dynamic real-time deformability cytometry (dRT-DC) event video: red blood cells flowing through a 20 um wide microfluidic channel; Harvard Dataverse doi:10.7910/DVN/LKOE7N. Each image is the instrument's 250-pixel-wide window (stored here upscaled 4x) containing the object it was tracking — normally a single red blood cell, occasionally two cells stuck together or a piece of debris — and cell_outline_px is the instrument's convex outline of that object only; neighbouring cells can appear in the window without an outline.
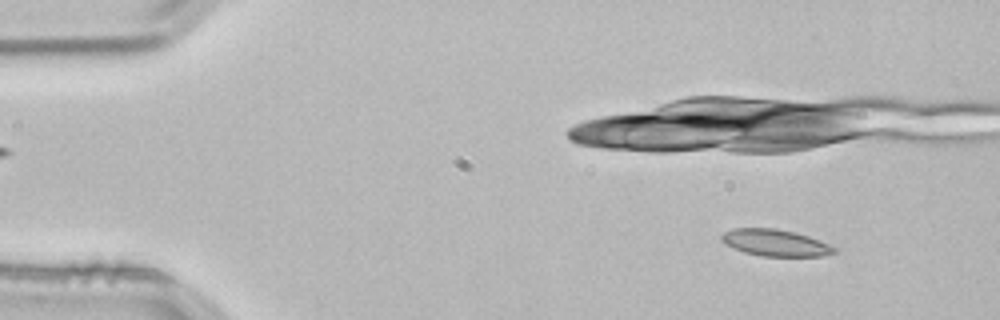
{"species": "common noctule bat (a hibernating species)", "species_latin": "Nyctalus noctula", "temperature_condition": "room temperature", "stored_images_in_passage": 12, "camera_frame_rate_fps": 3000, "um_per_image_px": 0.085, "animal": {"sex": "male", "body_mass_g": 21.5, "forearm_length_mm": 52.0}, "frame": {"image": 1, "passage_image": 3, "time_ms": 0.667, "image_size_px": [1000, 320], "cell_outline_px": [[840, 248], [836, 252], [824, 256], [760, 256], [744, 252], [720, 240], [720, 236], [724, 232], [732, 228], [776, 228], [796, 232], [820, 240]], "centroid_in_image_um": [65.96, 20.63], "position_along_channel_um": 19.0, "area_um2": 17.69}}